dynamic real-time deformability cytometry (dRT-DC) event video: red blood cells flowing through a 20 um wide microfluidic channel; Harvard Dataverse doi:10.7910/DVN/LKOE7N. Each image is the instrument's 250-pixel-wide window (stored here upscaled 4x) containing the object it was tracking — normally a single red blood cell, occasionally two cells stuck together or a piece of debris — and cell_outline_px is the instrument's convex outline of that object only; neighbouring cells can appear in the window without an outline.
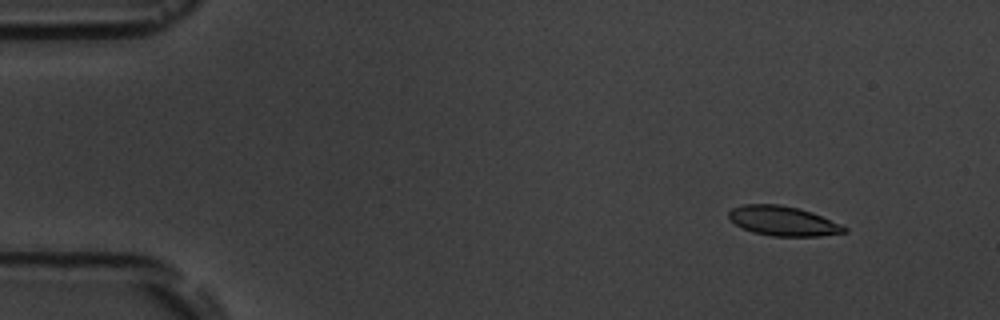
{"species": "common noctule bat (a hibernating species)", "species_latin": "Nyctalus noctula", "temperature_condition": "room temperature", "stored_images_in_passage": 5, "camera_frame_rate_fps": 3000, "um_per_image_px": 0.085, "animal": {"sex": "male", "body_mass_g": 19.5, "forearm_length_mm": 54.6}, "frame": {"image": 1, "passage_image": 2, "time_ms": 1.333, "image_size_px": [1000, 320], "cell_outline_px": [[848, 232], [820, 236], [772, 236], [752, 232], [736, 224], [728, 216], [728, 212], [732, 208], [744, 204], [780, 204], [812, 212], [840, 224], [848, 228]], "centroid_in_image_um": [66.57, 18.78], "position_along_channel_um": 18.4, "area_um2": 19.83}}
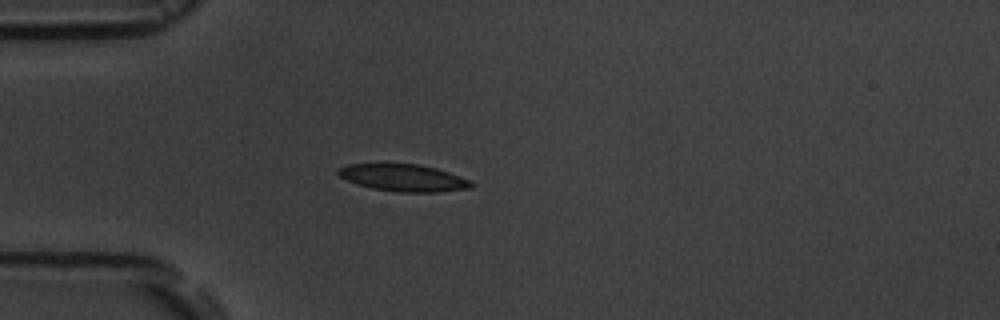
{"frame": {"image": 2, "passage_image": 5, "time_ms": 4.667, "image_size_px": [1000, 320], "cell_outline_px": [[472, 188], [436, 192], [396, 192], [372, 188], [356, 184], [340, 176], [336, 172], [340, 168], [348, 164], [420, 164], [436, 168], [448, 172], [468, 180], [472, 184]], "centroid_in_image_um": [34.27, 15.11], "position_along_channel_um": 50.7, "area_um2": 20.75}}